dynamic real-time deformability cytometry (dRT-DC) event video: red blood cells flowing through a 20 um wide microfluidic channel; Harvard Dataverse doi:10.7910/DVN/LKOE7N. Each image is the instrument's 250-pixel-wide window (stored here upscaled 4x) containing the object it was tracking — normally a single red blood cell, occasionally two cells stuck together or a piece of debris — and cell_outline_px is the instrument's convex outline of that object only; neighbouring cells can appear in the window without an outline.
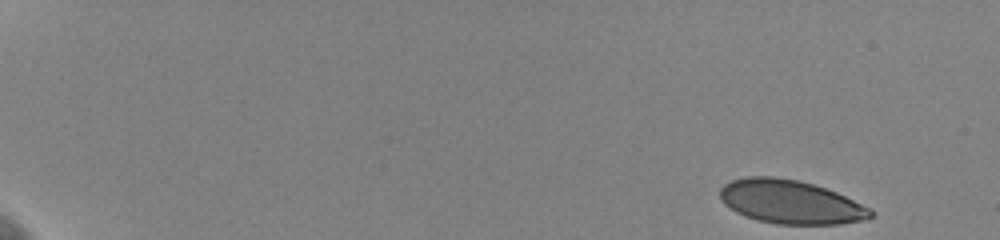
{"species": "human", "species_latin": "Homo sapiens", "temperature_condition": "cold", "stored_images_in_passage": 54, "camera_frame_rate_fps": 3000, "um_per_image_px": 0.085, "donor": {"sex": "female"}, "frame": {"image": 1, "passage_image": 1, "time_ms": 0.0, "image_size_px": [1000, 240], "cell_outline_px": [[872, 216], [868, 220], [840, 224], [776, 224], [756, 220], [744, 216], [736, 212], [724, 204], [720, 200], [720, 188], [724, 184], [732, 180], [744, 176], [772, 176], [796, 180], [812, 184], [836, 192], [868, 208], [872, 212]], "centroid_in_image_um": [67.14, 17.17], "position_along_channel_um": 17.9, "area_um2": 38.26}}
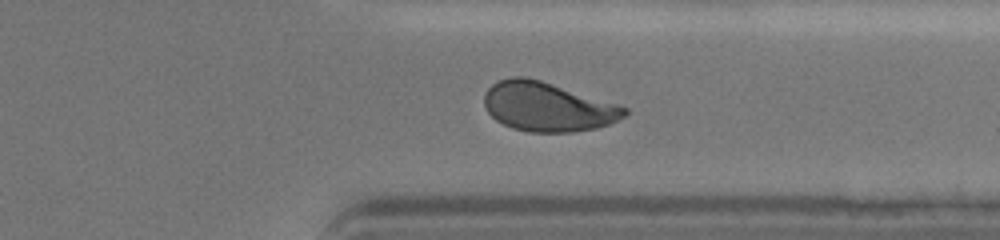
{"frame": {"image": 2, "passage_image": 44, "time_ms": 14.333, "image_size_px": [1000, 240], "cell_outline_px": [[628, 112], [624, 116], [608, 124], [596, 128], [572, 132], [528, 132], [512, 128], [496, 120], [488, 112], [484, 104], [484, 96], [488, 88], [492, 84], [500, 80], [512, 76], [524, 76], [540, 80], [616, 104], [628, 108]], "centroid_in_image_um": [46.51, 9.08], "position_along_channel_um": 364.9, "area_um2": 39.82}}
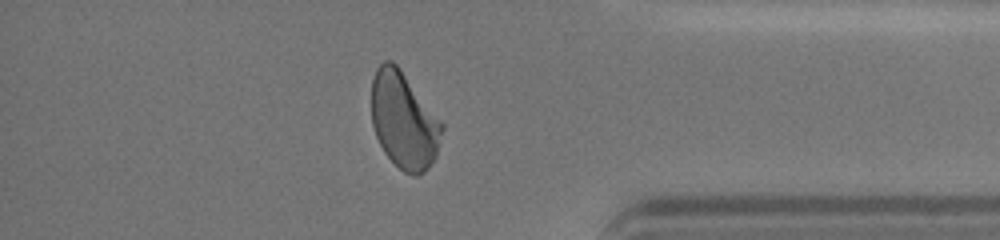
{"frame": {"image": 3, "passage_image": 48, "time_ms": 15.667, "image_size_px": [1000, 240], "cell_outline_px": [[444, 128], [436, 156], [428, 168], [424, 172], [416, 176], [412, 176], [404, 172], [384, 152], [376, 136], [372, 124], [372, 80], [376, 68], [384, 60], [392, 60], [400, 68], [444, 124]], "centroid_in_image_um": [34.34, 10.24], "position_along_channel_um": 400.9, "area_um2": 39.65}, "authors_computed_cell_mechanics": {"area_um2": 39.9398, "velocity_mm_per_s": 3.6141, "shape_relaxation_time_tau1_ms": 7.2487, "shape_relaxation_time_tau2_ms": 0.6803, "deformation_change_tau1": 0.1788, "deformation_change_tau2": 0.0603}}